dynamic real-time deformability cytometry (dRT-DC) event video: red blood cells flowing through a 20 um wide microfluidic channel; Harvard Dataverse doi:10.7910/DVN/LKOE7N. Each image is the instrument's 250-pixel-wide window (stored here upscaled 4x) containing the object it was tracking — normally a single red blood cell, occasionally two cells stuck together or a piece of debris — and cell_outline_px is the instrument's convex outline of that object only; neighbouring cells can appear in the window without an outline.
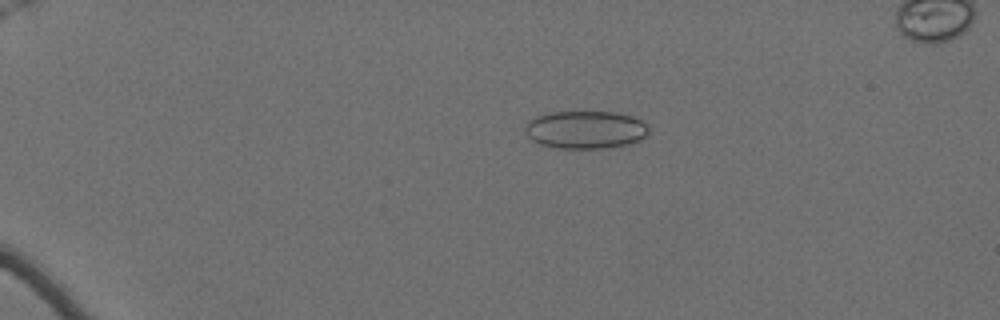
{"species": "Egyptian fruit bat (a non-hibernating species)", "species_latin": "Rousettus aegyptiacus", "temperature_condition": "cold", "stored_images_in_passage": 58, "camera_frame_rate_fps": 3000, "um_per_image_px": 0.085, "animal": {"sex": "female"}, "frame": {"image": 1, "passage_image": 12, "time_ms": 3.667, "image_size_px": [1000, 320], "cell_outline_px": [[648, 132], [640, 140], [628, 144], [604, 148], [552, 148], [540, 144], [532, 140], [524, 132], [524, 128], [528, 120], [536, 116], [548, 112], [616, 112], [632, 116], [648, 124]], "centroid_in_image_um": [49.73, 11.02], "position_along_channel_um": 35.3, "area_um2": 27.46}}
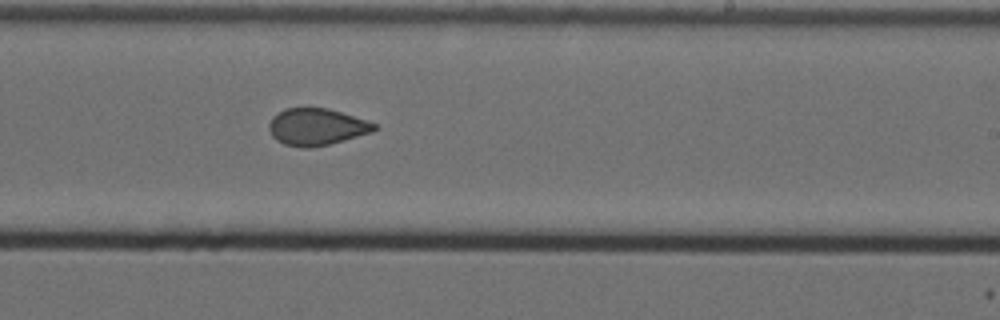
{"frame": {"image": 2, "passage_image": 38, "time_ms": 12.333, "image_size_px": [1000, 320], "cell_outline_px": [[376, 128], [372, 132], [344, 140], [312, 148], [304, 148], [284, 144], [276, 140], [272, 136], [268, 128], [268, 124], [272, 116], [284, 108], [328, 108], [376, 124]], "centroid_in_image_um": [26.85, 10.79], "position_along_channel_um": 262.2, "area_um2": 22.48}}
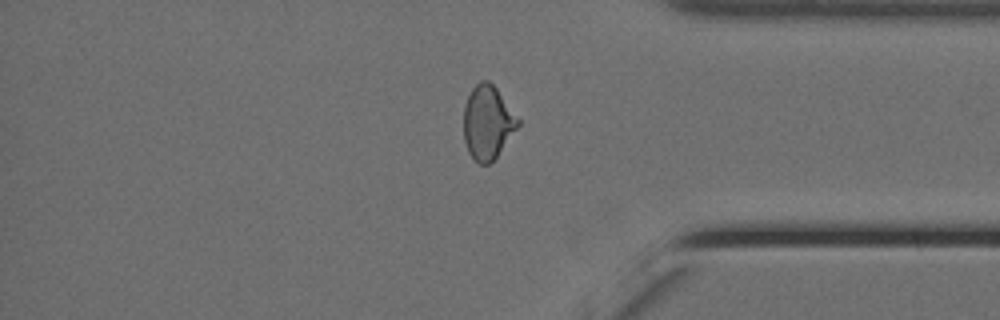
{"frame": {"image": 3, "passage_image": 50, "time_ms": 16.333, "image_size_px": [1000, 320], "cell_outline_px": [[520, 124], [496, 156], [488, 164], [480, 164], [468, 152], [464, 140], [464, 104], [472, 88], [480, 80], [488, 80], [496, 88], [520, 120]], "centroid_in_image_um": [41.43, 10.38], "position_along_channel_um": 393.8, "area_um2": 23.0}, "authors_computed_cell_mechanics": {"area_um2": 23.7847, "velocity_mm_per_s": 3.4912, "shape_relaxation_time_tau1_ms": null, "shape_relaxation_time_tau2_ms": 1.3597, "deformation_change_tau1": null, "deformation_change_tau2": 0.0612}}